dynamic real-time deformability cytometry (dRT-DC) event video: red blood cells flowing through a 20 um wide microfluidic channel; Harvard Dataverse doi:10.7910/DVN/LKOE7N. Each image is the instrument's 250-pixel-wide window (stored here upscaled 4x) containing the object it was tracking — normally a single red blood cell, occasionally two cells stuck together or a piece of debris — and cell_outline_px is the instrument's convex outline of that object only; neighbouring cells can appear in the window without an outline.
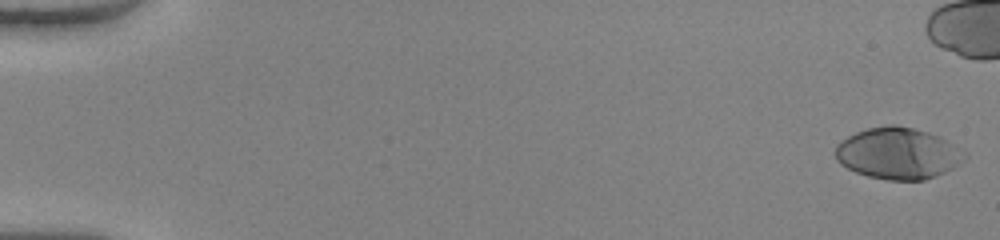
{"species": "human", "species_latin": "Homo sapiens", "temperature_condition": "warm", "stored_images_in_passage": 42, "camera_frame_rate_fps": 3000, "um_per_image_px": 0.085, "donor": {"sex": "female"}, "frame": {"image": 1, "passage_image": 1, "time_ms": 0.0, "image_size_px": [1000, 240], "cell_outline_px": [[968, 156], [964, 160], [952, 168], [936, 176], [924, 180], [888, 180], [868, 176], [856, 172], [840, 164], [836, 160], [836, 144], [840, 140], [856, 132], [868, 128], [888, 124], [896, 124], [928, 132], [940, 136], [968, 152]], "centroid_in_image_um": [76.35, 13.03], "position_along_channel_um": 8.7, "area_um2": 39.02}}
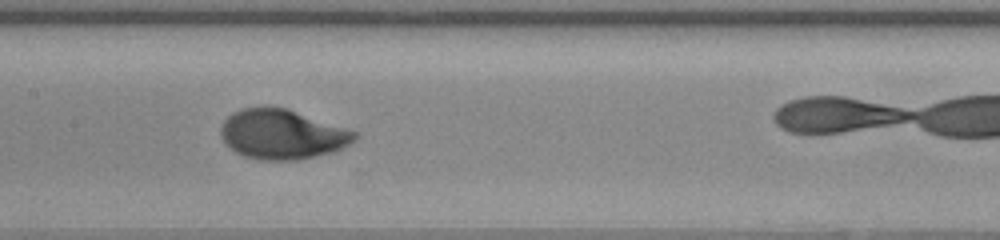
{"frame": {"image": 2, "passage_image": 27, "time_ms": 8.667, "image_size_px": [1000, 240], "cell_outline_px": [[360, 136], [356, 140], [336, 152], [296, 160], [260, 160], [244, 156], [236, 152], [220, 136], [220, 128], [224, 120], [232, 112], [244, 108], [288, 108], [356, 132]], "centroid_in_image_um": [24.01, 11.43], "position_along_channel_um": 183.4, "area_um2": 38.61}}
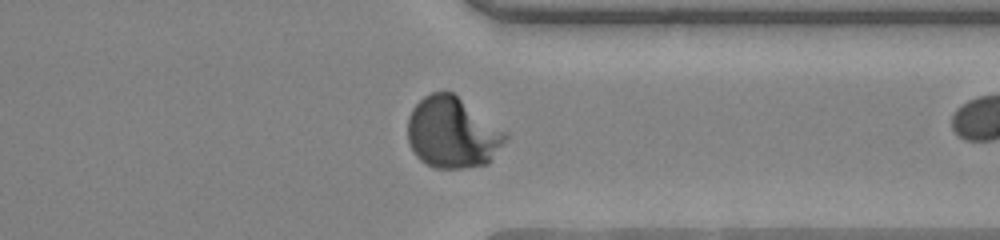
{"frame": {"image": 3, "passage_image": 41, "time_ms": 13.333, "image_size_px": [1000, 240], "cell_outline_px": [[508, 140], [488, 164], [464, 168], [432, 168], [420, 160], [416, 156], [408, 144], [408, 116], [412, 108], [424, 96], [432, 92], [452, 92], [508, 132]], "centroid_in_image_um": [38.47, 11.29], "position_along_channel_um": 372.9, "area_um2": 40.92}}